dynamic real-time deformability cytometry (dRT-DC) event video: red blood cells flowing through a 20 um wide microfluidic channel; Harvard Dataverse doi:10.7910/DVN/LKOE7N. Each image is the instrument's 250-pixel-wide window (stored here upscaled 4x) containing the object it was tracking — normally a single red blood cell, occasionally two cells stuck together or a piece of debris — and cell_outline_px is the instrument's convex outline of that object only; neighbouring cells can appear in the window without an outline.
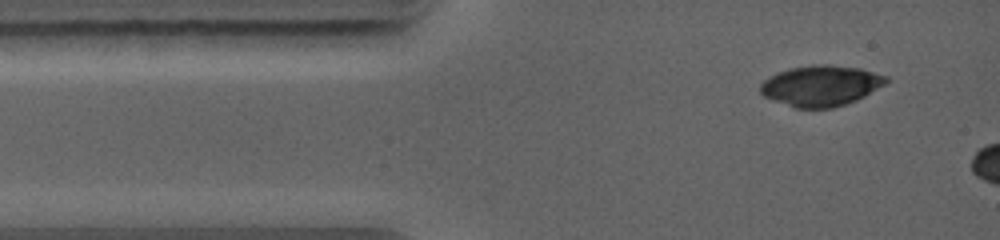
{"species": "common noctule bat (a hibernating species)", "species_latin": "Nyctalus noctula", "temperature_condition": "warm", "stored_images_in_passage": 2, "camera_frame_rate_fps": 5000, "um_per_image_px": 0.085, "animal": {"sex": "female", "body_mass_g": 19.0, "forearm_length_mm": 56.7}, "frame": {"image": 1, "passage_image": 1, "time_ms": 0.0, "image_size_px": [1000, 240], "cell_outline_px": [[888, 80], [884, 84], [864, 96], [856, 100], [832, 108], [796, 108], [764, 96], [760, 92], [760, 84], [768, 76], [788, 68], [816, 64], [828, 64], [860, 68], [888, 76]], "centroid_in_image_um": [69.76, 7.27], "position_along_channel_um": 15.2, "area_um2": 29.71}}